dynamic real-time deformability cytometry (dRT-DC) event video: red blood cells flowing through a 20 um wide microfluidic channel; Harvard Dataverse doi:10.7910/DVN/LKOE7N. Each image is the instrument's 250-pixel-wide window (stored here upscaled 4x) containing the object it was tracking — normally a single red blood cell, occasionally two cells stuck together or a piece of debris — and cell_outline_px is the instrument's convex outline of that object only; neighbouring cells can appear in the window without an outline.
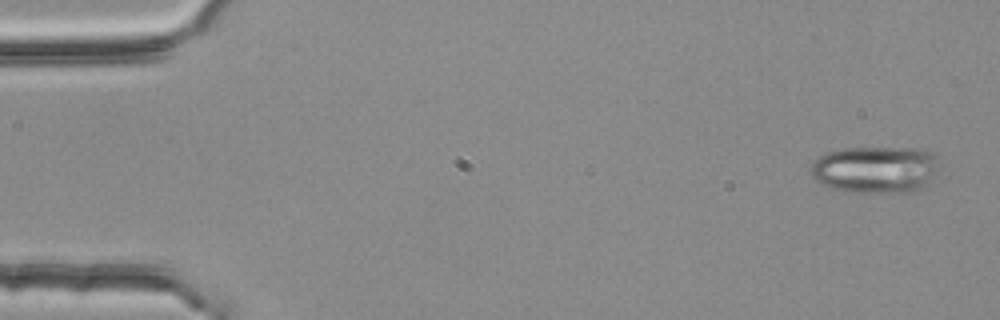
{"species": "common noctule bat (a hibernating species)", "species_latin": "Nyctalus noctula", "temperature_condition": "room temperature", "stored_images_in_passage": 3, "camera_frame_rate_fps": 3000, "um_per_image_px": 0.085, "animal": {"sex": "female", "body_mass_g": 25.1}, "frame": {"image": 1, "passage_image": 1, "time_ms": 0.0, "image_size_px": [1000, 320], "cell_outline_px": [[936, 172], [928, 184], [924, 188], [916, 192], [852, 192], [832, 188], [816, 180], [812, 176], [812, 164], [820, 156], [828, 152], [844, 148], [916, 148], [932, 152], [936, 156]], "centroid_in_image_um": [74.45, 14.41], "position_along_channel_um": 10.6, "area_um2": 35.03}}